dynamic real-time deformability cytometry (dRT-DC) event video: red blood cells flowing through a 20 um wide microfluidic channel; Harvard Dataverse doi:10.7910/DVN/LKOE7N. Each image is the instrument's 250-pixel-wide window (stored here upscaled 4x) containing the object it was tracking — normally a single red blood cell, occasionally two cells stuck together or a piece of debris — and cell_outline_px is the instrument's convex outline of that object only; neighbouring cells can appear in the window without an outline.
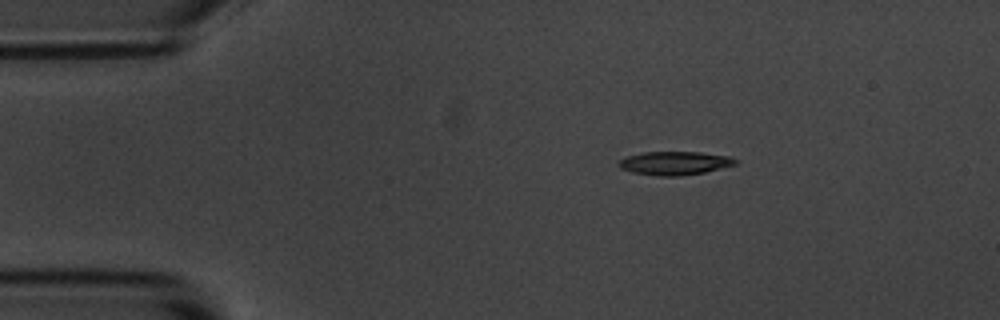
{"species": "common noctule bat (a hibernating species)", "species_latin": "Nyctalus noctula", "temperature_condition": "room temperature", "stored_images_in_passage": 5, "camera_frame_rate_fps": 3000, "um_per_image_px": 0.085, "animal": {"sex": "male", "body_mass_g": 20.1, "forearm_length_mm": 53.5}, "frame": {"image": 1, "passage_image": 2, "time_ms": 2.0, "image_size_px": [1000, 320], "cell_outline_px": [[740, 164], [704, 172], [680, 176], [656, 176], [632, 172], [620, 168], [616, 164], [620, 160], [628, 156], [644, 152], [700, 152], [728, 156], [740, 160]], "centroid_in_image_um": [57.39, 13.87], "position_along_channel_um": 27.6, "area_um2": 16.13}}
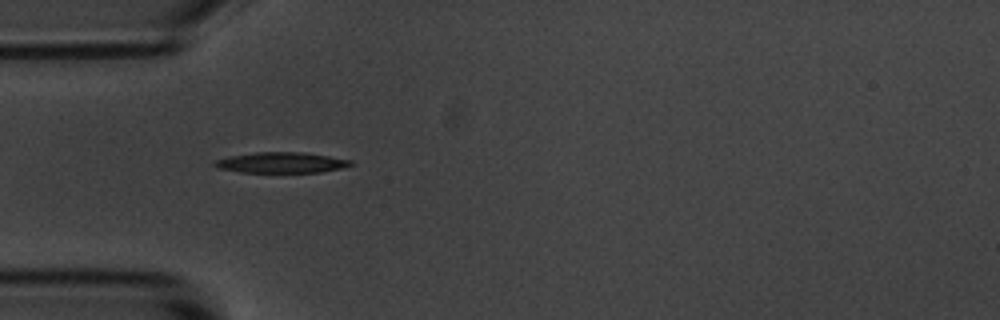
{"frame": {"image": 2, "passage_image": 4, "time_ms": 4.333, "image_size_px": [1000, 320], "cell_outline_px": [[352, 164], [340, 168], [320, 172], [240, 172], [216, 168], [212, 164], [216, 160], [232, 156], [256, 152], [300, 152], [328, 156], [352, 160]], "centroid_in_image_um": [23.88, 13.82], "position_along_channel_um": 61.1, "area_um2": 16.13}}